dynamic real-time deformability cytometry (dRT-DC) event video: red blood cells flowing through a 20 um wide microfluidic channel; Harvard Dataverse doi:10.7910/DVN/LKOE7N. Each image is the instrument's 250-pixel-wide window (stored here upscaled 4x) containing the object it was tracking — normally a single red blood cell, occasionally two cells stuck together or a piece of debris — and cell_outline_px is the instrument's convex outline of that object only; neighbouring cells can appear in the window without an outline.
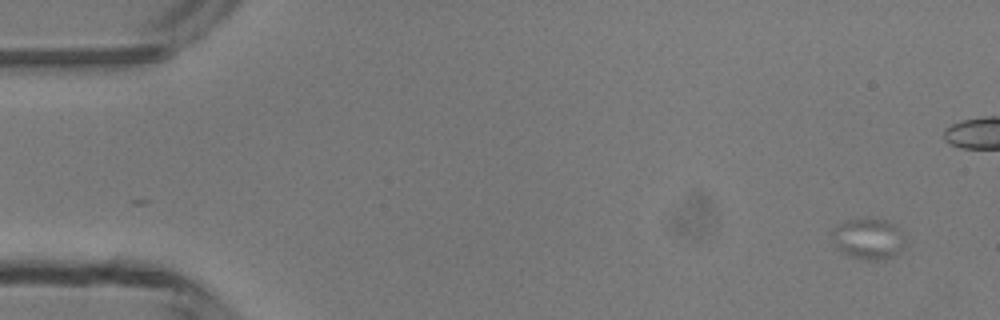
{"species": "common noctule bat (a hibernating species)", "species_latin": "Nyctalus noctula", "temperature_condition": "room temperature", "stored_images_in_passage": 9, "camera_frame_rate_fps": 3000, "um_per_image_px": 0.085, "animal": {"sex": "male", "body_mass_g": 13.3}, "frame": {"image": 1, "passage_image": 1, "time_ms": 0.0, "image_size_px": [1000, 320], "cell_outline_px": [[908, 240], [900, 252], [884, 260], [864, 260], [852, 256], [836, 248], [832, 244], [832, 228], [836, 224], [860, 216], [876, 216], [888, 220], [900, 228]], "centroid_in_image_um": [73.84, 20.23], "position_along_channel_um": 11.2, "area_um2": 18.5}}
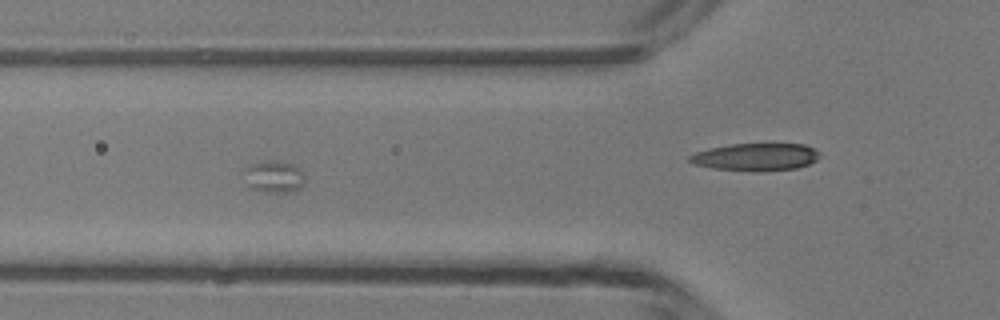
{"frame": {"image": 2, "passage_image": 6, "time_ms": 5.667, "image_size_px": [1000, 320], "cell_outline_px": [[304, 184], [296, 192], [264, 192], [252, 188], [248, 184], [244, 168], [248, 164], [264, 160], [280, 160], [292, 164], [300, 168], [304, 172]], "centroid_in_image_um": [23.33, 14.99], "position_along_channel_um": 102.5, "area_um2": 11.62}}